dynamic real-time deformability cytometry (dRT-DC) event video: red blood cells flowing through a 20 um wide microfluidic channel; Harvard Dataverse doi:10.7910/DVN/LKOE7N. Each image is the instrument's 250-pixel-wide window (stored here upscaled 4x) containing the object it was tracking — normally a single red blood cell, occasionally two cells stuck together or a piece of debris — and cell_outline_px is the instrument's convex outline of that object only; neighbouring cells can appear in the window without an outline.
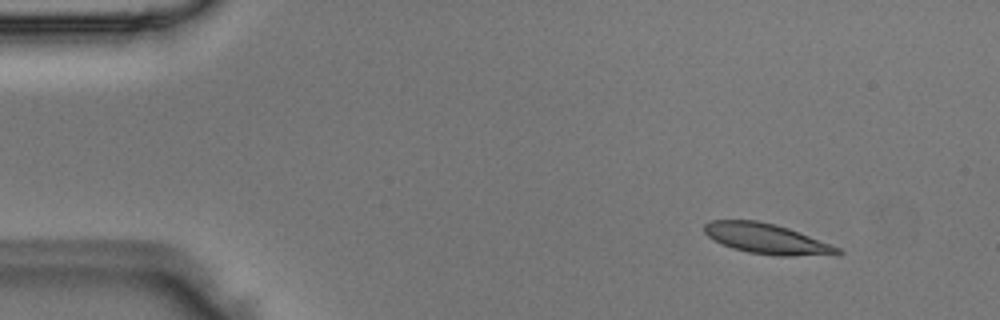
{"species": "Egyptian fruit bat (a non-hibernating species)", "species_latin": "Rousettus aegyptiacus", "temperature_condition": "room temperature", "stored_images_in_passage": 5, "camera_frame_rate_fps": 3000, "um_per_image_px": 0.085, "animal": {"sex": "male"}, "frame": {"image": 1, "passage_image": 2, "time_ms": 0.333, "image_size_px": [1000, 320], "cell_outline_px": [[844, 252], [840, 256], [776, 256], [748, 252], [732, 248], [712, 240], [704, 232], [704, 224], [712, 220], [756, 220], [776, 224], [788, 228], [840, 248]], "centroid_in_image_um": [65.21, 20.32], "position_along_channel_um": 19.8, "area_um2": 23.81}}